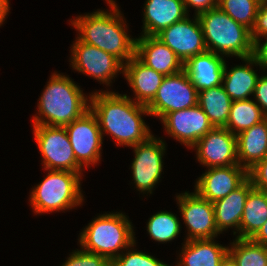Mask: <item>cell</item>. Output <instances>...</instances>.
Masks as SVG:
<instances>
[{"mask_svg": "<svg viewBox=\"0 0 267 266\" xmlns=\"http://www.w3.org/2000/svg\"><path fill=\"white\" fill-rule=\"evenodd\" d=\"M90 110L96 116L101 134L113 137L116 145L132 147L151 135L141 115H150L145 105L136 103L126 94L111 91L90 94ZM105 132V133H104Z\"/></svg>", "mask_w": 267, "mask_h": 266, "instance_id": "obj_1", "label": "cell"}, {"mask_svg": "<svg viewBox=\"0 0 267 266\" xmlns=\"http://www.w3.org/2000/svg\"><path fill=\"white\" fill-rule=\"evenodd\" d=\"M106 1L112 9L110 12L98 10L80 15L71 24L79 31L78 38L82 42L112 54L125 64L135 56L136 39L127 34L126 21L116 2Z\"/></svg>", "mask_w": 267, "mask_h": 266, "instance_id": "obj_2", "label": "cell"}, {"mask_svg": "<svg viewBox=\"0 0 267 266\" xmlns=\"http://www.w3.org/2000/svg\"><path fill=\"white\" fill-rule=\"evenodd\" d=\"M37 107L33 125L65 127L90 110V99L68 76L53 73Z\"/></svg>", "mask_w": 267, "mask_h": 266, "instance_id": "obj_3", "label": "cell"}, {"mask_svg": "<svg viewBox=\"0 0 267 266\" xmlns=\"http://www.w3.org/2000/svg\"><path fill=\"white\" fill-rule=\"evenodd\" d=\"M207 51L245 58L255 54L251 30L237 23L218 6L198 15Z\"/></svg>", "mask_w": 267, "mask_h": 266, "instance_id": "obj_4", "label": "cell"}, {"mask_svg": "<svg viewBox=\"0 0 267 266\" xmlns=\"http://www.w3.org/2000/svg\"><path fill=\"white\" fill-rule=\"evenodd\" d=\"M79 243L85 251L107 257H118L122 249L135 246L132 223L120 212L98 215L80 233Z\"/></svg>", "mask_w": 267, "mask_h": 266, "instance_id": "obj_5", "label": "cell"}, {"mask_svg": "<svg viewBox=\"0 0 267 266\" xmlns=\"http://www.w3.org/2000/svg\"><path fill=\"white\" fill-rule=\"evenodd\" d=\"M82 173L49 170L43 181L30 192V204L35 214L72 209L81 205Z\"/></svg>", "mask_w": 267, "mask_h": 266, "instance_id": "obj_6", "label": "cell"}, {"mask_svg": "<svg viewBox=\"0 0 267 266\" xmlns=\"http://www.w3.org/2000/svg\"><path fill=\"white\" fill-rule=\"evenodd\" d=\"M33 131L45 170L82 172L65 127L33 125Z\"/></svg>", "mask_w": 267, "mask_h": 266, "instance_id": "obj_7", "label": "cell"}, {"mask_svg": "<svg viewBox=\"0 0 267 266\" xmlns=\"http://www.w3.org/2000/svg\"><path fill=\"white\" fill-rule=\"evenodd\" d=\"M198 104V91L187 73L165 76L153 100L146 106L150 116L160 120L170 112L188 109Z\"/></svg>", "mask_w": 267, "mask_h": 266, "instance_id": "obj_8", "label": "cell"}, {"mask_svg": "<svg viewBox=\"0 0 267 266\" xmlns=\"http://www.w3.org/2000/svg\"><path fill=\"white\" fill-rule=\"evenodd\" d=\"M76 38L72 45L70 59L73 69L107 86L112 83L111 80L118 72L123 73L124 64L117 57Z\"/></svg>", "mask_w": 267, "mask_h": 266, "instance_id": "obj_9", "label": "cell"}, {"mask_svg": "<svg viewBox=\"0 0 267 266\" xmlns=\"http://www.w3.org/2000/svg\"><path fill=\"white\" fill-rule=\"evenodd\" d=\"M77 163L83 168L100 161L103 137L96 116L88 110L65 126Z\"/></svg>", "mask_w": 267, "mask_h": 266, "instance_id": "obj_10", "label": "cell"}, {"mask_svg": "<svg viewBox=\"0 0 267 266\" xmlns=\"http://www.w3.org/2000/svg\"><path fill=\"white\" fill-rule=\"evenodd\" d=\"M165 143L151 135L146 141L132 146L135 157L131 164L133 180L138 191L152 194L163 170Z\"/></svg>", "mask_w": 267, "mask_h": 266, "instance_id": "obj_11", "label": "cell"}, {"mask_svg": "<svg viewBox=\"0 0 267 266\" xmlns=\"http://www.w3.org/2000/svg\"><path fill=\"white\" fill-rule=\"evenodd\" d=\"M189 240L214 239L220 234L215 224L213 203L200 197L195 191L176 196Z\"/></svg>", "mask_w": 267, "mask_h": 266, "instance_id": "obj_12", "label": "cell"}, {"mask_svg": "<svg viewBox=\"0 0 267 266\" xmlns=\"http://www.w3.org/2000/svg\"><path fill=\"white\" fill-rule=\"evenodd\" d=\"M156 37L167 45L184 64L192 56L207 51L202 26L198 16H186L163 29Z\"/></svg>", "mask_w": 267, "mask_h": 266, "instance_id": "obj_13", "label": "cell"}, {"mask_svg": "<svg viewBox=\"0 0 267 266\" xmlns=\"http://www.w3.org/2000/svg\"><path fill=\"white\" fill-rule=\"evenodd\" d=\"M192 148L197 149V160L207 168L239 165L236 135L226 128L214 127Z\"/></svg>", "mask_w": 267, "mask_h": 266, "instance_id": "obj_14", "label": "cell"}, {"mask_svg": "<svg viewBox=\"0 0 267 266\" xmlns=\"http://www.w3.org/2000/svg\"><path fill=\"white\" fill-rule=\"evenodd\" d=\"M161 121L167 134L188 148H192L201 137L214 128L198 104L167 113Z\"/></svg>", "mask_w": 267, "mask_h": 266, "instance_id": "obj_15", "label": "cell"}, {"mask_svg": "<svg viewBox=\"0 0 267 266\" xmlns=\"http://www.w3.org/2000/svg\"><path fill=\"white\" fill-rule=\"evenodd\" d=\"M248 179V170L240 165L210 167L198 178L195 192L215 202L240 187Z\"/></svg>", "mask_w": 267, "mask_h": 266, "instance_id": "obj_16", "label": "cell"}, {"mask_svg": "<svg viewBox=\"0 0 267 266\" xmlns=\"http://www.w3.org/2000/svg\"><path fill=\"white\" fill-rule=\"evenodd\" d=\"M135 56L147 67L164 76L183 70V63L176 54L156 36L141 35L136 38Z\"/></svg>", "mask_w": 267, "mask_h": 266, "instance_id": "obj_17", "label": "cell"}, {"mask_svg": "<svg viewBox=\"0 0 267 266\" xmlns=\"http://www.w3.org/2000/svg\"><path fill=\"white\" fill-rule=\"evenodd\" d=\"M225 62L224 56L205 51L189 58L183 70L199 92L222 84Z\"/></svg>", "mask_w": 267, "mask_h": 266, "instance_id": "obj_18", "label": "cell"}, {"mask_svg": "<svg viewBox=\"0 0 267 266\" xmlns=\"http://www.w3.org/2000/svg\"><path fill=\"white\" fill-rule=\"evenodd\" d=\"M145 2L142 35L156 36L163 29L188 16L183 0H146Z\"/></svg>", "mask_w": 267, "mask_h": 266, "instance_id": "obj_19", "label": "cell"}, {"mask_svg": "<svg viewBox=\"0 0 267 266\" xmlns=\"http://www.w3.org/2000/svg\"><path fill=\"white\" fill-rule=\"evenodd\" d=\"M123 75L135 93L134 101L145 106L153 100L165 77L147 67L136 56L124 64Z\"/></svg>", "mask_w": 267, "mask_h": 266, "instance_id": "obj_20", "label": "cell"}, {"mask_svg": "<svg viewBox=\"0 0 267 266\" xmlns=\"http://www.w3.org/2000/svg\"><path fill=\"white\" fill-rule=\"evenodd\" d=\"M254 188L252 181L248 178L240 187L229 195L213 202L215 224L219 233L228 228H235L234 235L239 232L240 221L243 215L246 198Z\"/></svg>", "mask_w": 267, "mask_h": 266, "instance_id": "obj_21", "label": "cell"}, {"mask_svg": "<svg viewBox=\"0 0 267 266\" xmlns=\"http://www.w3.org/2000/svg\"><path fill=\"white\" fill-rule=\"evenodd\" d=\"M241 60L246 64L236 65L229 71L225 63L222 85L232 101L250 99L249 96L253 95L259 78L252 66L259 65L263 69L255 55L241 58Z\"/></svg>", "mask_w": 267, "mask_h": 266, "instance_id": "obj_22", "label": "cell"}, {"mask_svg": "<svg viewBox=\"0 0 267 266\" xmlns=\"http://www.w3.org/2000/svg\"><path fill=\"white\" fill-rule=\"evenodd\" d=\"M238 164L251 169L267 157V119L236 135Z\"/></svg>", "mask_w": 267, "mask_h": 266, "instance_id": "obj_23", "label": "cell"}, {"mask_svg": "<svg viewBox=\"0 0 267 266\" xmlns=\"http://www.w3.org/2000/svg\"><path fill=\"white\" fill-rule=\"evenodd\" d=\"M184 243L177 266H220L229 248L219 245L214 239L189 240Z\"/></svg>", "mask_w": 267, "mask_h": 266, "instance_id": "obj_24", "label": "cell"}, {"mask_svg": "<svg viewBox=\"0 0 267 266\" xmlns=\"http://www.w3.org/2000/svg\"><path fill=\"white\" fill-rule=\"evenodd\" d=\"M267 221V193L253 188L245 201L236 238L251 239Z\"/></svg>", "mask_w": 267, "mask_h": 266, "instance_id": "obj_25", "label": "cell"}, {"mask_svg": "<svg viewBox=\"0 0 267 266\" xmlns=\"http://www.w3.org/2000/svg\"><path fill=\"white\" fill-rule=\"evenodd\" d=\"M232 102L222 84L198 92V105L216 128L226 127Z\"/></svg>", "mask_w": 267, "mask_h": 266, "instance_id": "obj_26", "label": "cell"}, {"mask_svg": "<svg viewBox=\"0 0 267 266\" xmlns=\"http://www.w3.org/2000/svg\"><path fill=\"white\" fill-rule=\"evenodd\" d=\"M265 119L266 116L255 101L251 99L233 101L225 128L238 135Z\"/></svg>", "mask_w": 267, "mask_h": 266, "instance_id": "obj_27", "label": "cell"}, {"mask_svg": "<svg viewBox=\"0 0 267 266\" xmlns=\"http://www.w3.org/2000/svg\"><path fill=\"white\" fill-rule=\"evenodd\" d=\"M228 253L238 266H267V246L254 243L251 239L236 238Z\"/></svg>", "mask_w": 267, "mask_h": 266, "instance_id": "obj_28", "label": "cell"}, {"mask_svg": "<svg viewBox=\"0 0 267 266\" xmlns=\"http://www.w3.org/2000/svg\"><path fill=\"white\" fill-rule=\"evenodd\" d=\"M179 219L171 212L160 211L152 215L147 223L150 237L157 242H169L178 237L180 233Z\"/></svg>", "mask_w": 267, "mask_h": 266, "instance_id": "obj_29", "label": "cell"}, {"mask_svg": "<svg viewBox=\"0 0 267 266\" xmlns=\"http://www.w3.org/2000/svg\"><path fill=\"white\" fill-rule=\"evenodd\" d=\"M261 0H218V7L240 23L252 29Z\"/></svg>", "mask_w": 267, "mask_h": 266, "instance_id": "obj_30", "label": "cell"}, {"mask_svg": "<svg viewBox=\"0 0 267 266\" xmlns=\"http://www.w3.org/2000/svg\"><path fill=\"white\" fill-rule=\"evenodd\" d=\"M111 266H169L155 257L141 251L129 249L111 261Z\"/></svg>", "mask_w": 267, "mask_h": 266, "instance_id": "obj_31", "label": "cell"}, {"mask_svg": "<svg viewBox=\"0 0 267 266\" xmlns=\"http://www.w3.org/2000/svg\"><path fill=\"white\" fill-rule=\"evenodd\" d=\"M62 266H111V261L105 256L77 249Z\"/></svg>", "mask_w": 267, "mask_h": 266, "instance_id": "obj_32", "label": "cell"}, {"mask_svg": "<svg viewBox=\"0 0 267 266\" xmlns=\"http://www.w3.org/2000/svg\"><path fill=\"white\" fill-rule=\"evenodd\" d=\"M267 36V0H262L259 4L256 19L251 29L253 43L261 42V37Z\"/></svg>", "mask_w": 267, "mask_h": 266, "instance_id": "obj_33", "label": "cell"}, {"mask_svg": "<svg viewBox=\"0 0 267 266\" xmlns=\"http://www.w3.org/2000/svg\"><path fill=\"white\" fill-rule=\"evenodd\" d=\"M248 178L255 189L267 193V157L248 170Z\"/></svg>", "mask_w": 267, "mask_h": 266, "instance_id": "obj_34", "label": "cell"}, {"mask_svg": "<svg viewBox=\"0 0 267 266\" xmlns=\"http://www.w3.org/2000/svg\"><path fill=\"white\" fill-rule=\"evenodd\" d=\"M253 96L255 102L267 117V74L258 78Z\"/></svg>", "mask_w": 267, "mask_h": 266, "instance_id": "obj_35", "label": "cell"}, {"mask_svg": "<svg viewBox=\"0 0 267 266\" xmlns=\"http://www.w3.org/2000/svg\"><path fill=\"white\" fill-rule=\"evenodd\" d=\"M183 2L187 14L189 13L188 7L192 6L195 8L196 16L218 6V0H183Z\"/></svg>", "mask_w": 267, "mask_h": 266, "instance_id": "obj_36", "label": "cell"}, {"mask_svg": "<svg viewBox=\"0 0 267 266\" xmlns=\"http://www.w3.org/2000/svg\"><path fill=\"white\" fill-rule=\"evenodd\" d=\"M265 43L258 42L255 44V56L258 59V62L263 67V70L267 69V36Z\"/></svg>", "mask_w": 267, "mask_h": 266, "instance_id": "obj_37", "label": "cell"}, {"mask_svg": "<svg viewBox=\"0 0 267 266\" xmlns=\"http://www.w3.org/2000/svg\"><path fill=\"white\" fill-rule=\"evenodd\" d=\"M254 243L267 246V221L261 229L251 238Z\"/></svg>", "mask_w": 267, "mask_h": 266, "instance_id": "obj_38", "label": "cell"}, {"mask_svg": "<svg viewBox=\"0 0 267 266\" xmlns=\"http://www.w3.org/2000/svg\"><path fill=\"white\" fill-rule=\"evenodd\" d=\"M9 0H0V26L3 24L5 21V17L9 13Z\"/></svg>", "mask_w": 267, "mask_h": 266, "instance_id": "obj_39", "label": "cell"}, {"mask_svg": "<svg viewBox=\"0 0 267 266\" xmlns=\"http://www.w3.org/2000/svg\"><path fill=\"white\" fill-rule=\"evenodd\" d=\"M220 266H238L234 258L227 253L226 256L221 260Z\"/></svg>", "mask_w": 267, "mask_h": 266, "instance_id": "obj_40", "label": "cell"}]
</instances>
